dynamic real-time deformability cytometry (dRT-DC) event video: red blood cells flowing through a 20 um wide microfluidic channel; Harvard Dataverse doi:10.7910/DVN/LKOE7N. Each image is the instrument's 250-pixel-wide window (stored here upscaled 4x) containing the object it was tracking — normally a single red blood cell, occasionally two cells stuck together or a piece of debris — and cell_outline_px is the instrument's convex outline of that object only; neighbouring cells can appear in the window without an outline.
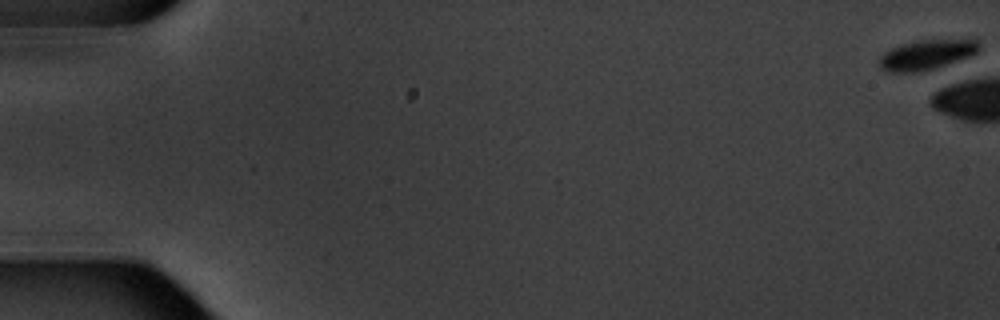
{"species": "common noctule bat (a hibernating species)", "species_latin": "Nyctalus noctula", "temperature_condition": "warm", "stored_images_in_passage": 6, "camera_frame_rate_fps": 3000, "um_per_image_px": 0.085, "animal": {"sex": "male", "body_mass_g": 20.1, "forearm_length_mm": 53.5}, "frame": {"image": 1, "passage_image": 1, "time_ms": 0.0, "image_size_px": [1000, 320], "cell_outline_px": [[980, 48], [976, 52], [968, 56], [920, 72], [888, 72], [880, 68], [880, 56], [884, 52], [892, 48], [904, 44], [920, 40], [976, 40]], "centroid_in_image_um": [78.69, 4.66], "position_along_channel_um": 6.3, "area_um2": 16.7}}